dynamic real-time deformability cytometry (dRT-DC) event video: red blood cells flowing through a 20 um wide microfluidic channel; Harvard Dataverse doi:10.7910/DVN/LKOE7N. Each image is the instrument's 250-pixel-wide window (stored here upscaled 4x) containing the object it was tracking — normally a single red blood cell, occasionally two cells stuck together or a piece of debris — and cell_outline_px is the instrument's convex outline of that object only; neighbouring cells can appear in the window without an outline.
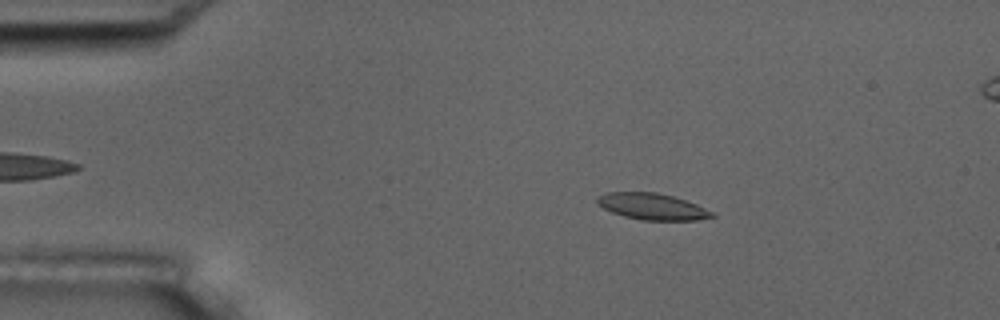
{"species": "common noctule bat (a hibernating species)", "species_latin": "Nyctalus noctula", "temperature_condition": "room temperature", "stored_images_in_passage": 3, "camera_frame_rate_fps": 3000, "um_per_image_px": 0.085, "animal": {"sex": "male", "body_mass_g": 17.5, "forearm_length_mm": 52.3}, "frame": {"image": 1, "passage_image": 2, "time_ms": 1.333, "image_size_px": [1000, 320], "cell_outline_px": [[716, 216], [696, 220], [644, 220], [624, 216], [612, 212], [596, 204], [596, 196], [608, 192], [656, 192], [672, 196], [696, 204], [712, 212]], "centroid_in_image_um": [55.39, 17.55], "position_along_channel_um": 29.6, "area_um2": 17.51}}